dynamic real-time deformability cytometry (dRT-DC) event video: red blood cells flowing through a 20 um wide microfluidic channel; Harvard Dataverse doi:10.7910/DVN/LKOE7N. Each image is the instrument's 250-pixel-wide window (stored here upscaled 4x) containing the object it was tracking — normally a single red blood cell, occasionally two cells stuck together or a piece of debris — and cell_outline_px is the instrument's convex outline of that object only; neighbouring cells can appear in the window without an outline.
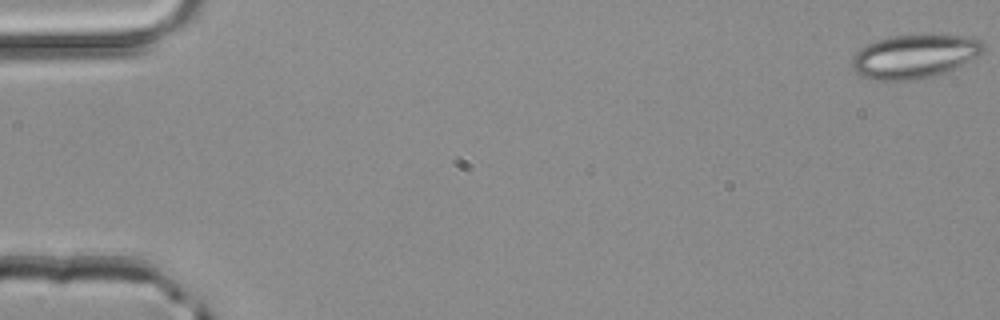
{"species": "common noctule bat (a hibernating species)", "species_latin": "Nyctalus noctula", "temperature_condition": "room temperature", "stored_images_in_passage": 51, "camera_frame_rate_fps": 3000, "um_per_image_px": 0.085, "animal": {"sex": "male", "body_mass_g": 20.4}, "frame": {"image": 1, "passage_image": 1, "time_ms": 0.0, "image_size_px": [1000, 320], "cell_outline_px": [[984, 48], [976, 56], [936, 76], [916, 80], [872, 80], [860, 76], [852, 68], [852, 60], [856, 52], [860, 48], [876, 40], [892, 36], [940, 32], [964, 36], [980, 40], [984, 44]], "centroid_in_image_um": [77.7, 4.76], "position_along_channel_um": 7.3, "area_um2": 33.87}}
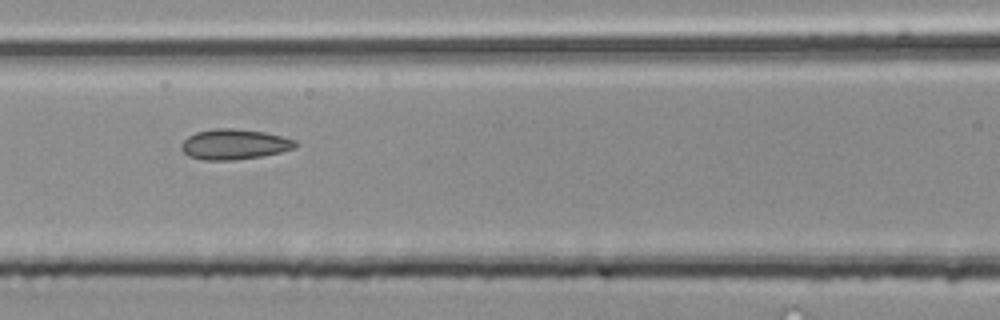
{"frame": {"image": 2, "passage_image": 23, "time_ms": 7.333, "image_size_px": [1000, 320], "cell_outline_px": [[300, 144], [296, 148], [280, 152], [260, 156], [232, 160], [204, 160], [188, 156], [180, 148], [180, 144], [188, 136], [196, 132], [216, 128], [232, 128], [264, 132], [296, 140]], "centroid_in_image_um": [19.91, 12.26], "position_along_channel_um": 146.7, "area_um2": 20.17}}
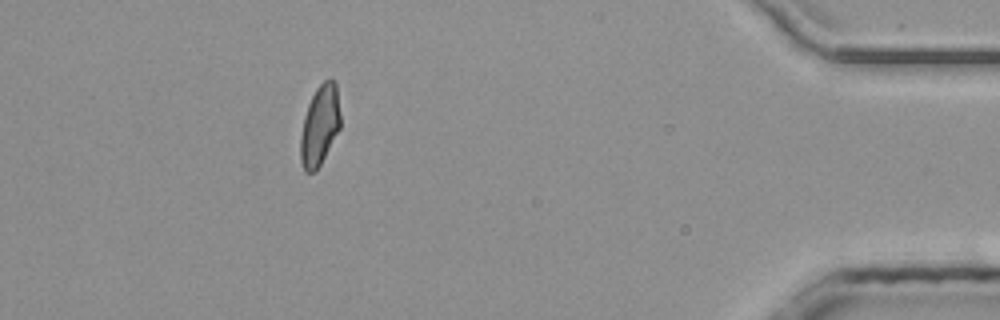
{"frame": {"image": 3, "passage_image": 46, "time_ms": 15.0, "image_size_px": [1000, 320], "cell_outline_px": [[340, 128], [320, 164], [312, 172], [304, 172], [300, 160], [300, 136], [304, 116], [308, 104], [316, 88], [324, 80], [332, 76], [336, 80], [340, 116]], "centroid_in_image_um": [27.17, 10.61], "position_along_channel_um": 408.0, "area_um2": 18.73}, "authors_computed_cell_mechanics": {"area_um2": 19.5364, "velocity_mm_per_s": 4.1313, "shape_relaxation_time_tau1_ms": null, "shape_relaxation_time_tau2_ms": 1.6852, "deformation_change_tau1": null, "deformation_change_tau2": 0.0792}}